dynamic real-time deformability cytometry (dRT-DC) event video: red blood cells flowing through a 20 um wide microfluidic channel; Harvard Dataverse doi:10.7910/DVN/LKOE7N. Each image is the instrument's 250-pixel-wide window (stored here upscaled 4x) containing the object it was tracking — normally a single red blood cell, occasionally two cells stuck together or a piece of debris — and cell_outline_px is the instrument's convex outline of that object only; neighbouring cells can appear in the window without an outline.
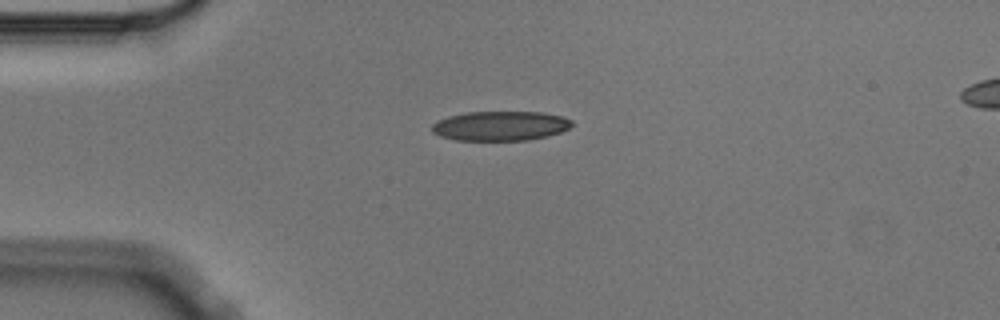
{"species": "Egyptian fruit bat (a non-hibernating species)", "species_latin": "Rousettus aegyptiacus", "temperature_condition": "cold", "stored_images_in_passage": 4, "camera_frame_rate_fps": 3000, "um_per_image_px": 0.085, "animal": {"sex": "male"}, "frame": {"image": 1, "passage_image": 1, "time_ms": 0.0, "image_size_px": [1000, 320], "cell_outline_px": [[572, 124], [568, 128], [560, 132], [548, 136], [528, 140], [456, 140], [440, 136], [432, 132], [432, 124], [436, 120], [448, 116], [464, 112], [544, 112], [560, 116], [572, 120]], "centroid_in_image_um": [42.5, 10.7], "position_along_channel_um": 42.5, "area_um2": 24.16}}
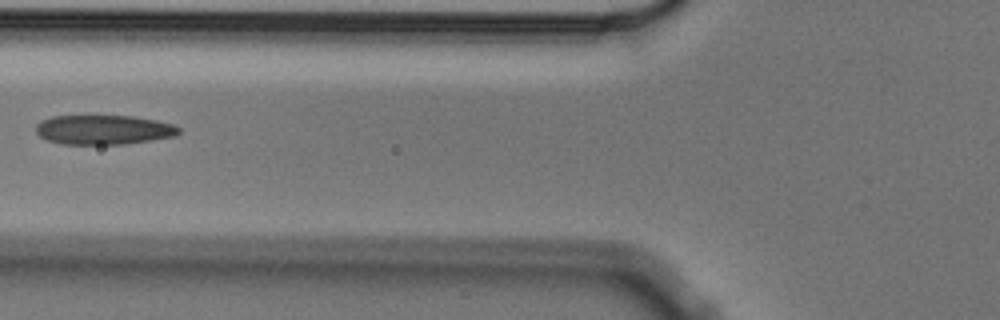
{"frame": {"image": 2, "passage_image": 3, "time_ms": 0.667, "image_size_px": [1000, 320], "cell_outline_px": [[180, 132], [176, 136], [124, 144], [60, 144], [48, 140], [40, 136], [36, 132], [36, 124], [52, 116], [132, 116], [156, 120], [172, 124], [180, 128]], "centroid_in_image_um": [8.81, 11.03], "position_along_channel_um": 117.0, "area_um2": 24.45}}
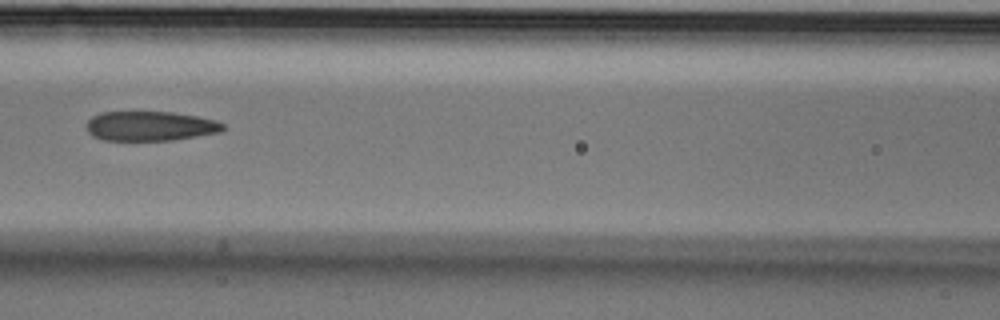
{"frame": {"image": 3, "passage_image": 4, "time_ms": 1.0, "image_size_px": [1000, 320], "cell_outline_px": [[224, 128], [220, 132], [172, 140], [104, 140], [92, 136], [88, 132], [88, 120], [92, 116], [100, 112], [172, 112], [196, 116], [216, 120], [224, 124]], "centroid_in_image_um": [12.76, 10.71], "position_along_channel_um": 153.8, "area_um2": 23.41}}